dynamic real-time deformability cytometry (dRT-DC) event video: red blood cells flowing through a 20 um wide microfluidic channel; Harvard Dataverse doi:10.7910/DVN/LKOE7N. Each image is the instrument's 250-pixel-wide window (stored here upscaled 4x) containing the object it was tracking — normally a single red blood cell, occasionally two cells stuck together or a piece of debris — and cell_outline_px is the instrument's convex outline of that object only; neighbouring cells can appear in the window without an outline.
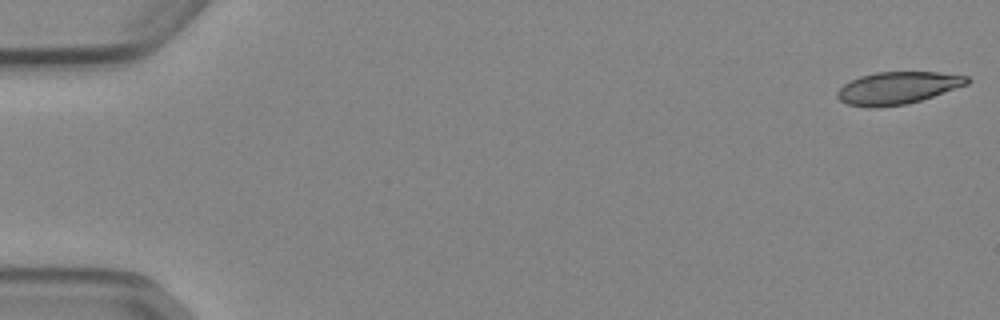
{"species": "Egyptian fruit bat (a non-hibernating species)", "species_latin": "Rousettus aegyptiacus", "temperature_condition": "cold", "stored_images_in_passage": 13, "camera_frame_rate_fps": 3000, "um_per_image_px": 0.085, "animal": {"sex": "female"}, "frame": {"image": 1, "passage_image": 1, "time_ms": 0.0, "image_size_px": [1000, 320], "cell_outline_px": [[972, 80], [968, 84], [908, 104], [876, 108], [868, 108], [848, 104], [840, 100], [836, 96], [836, 92], [844, 84], [860, 76], [876, 72], [940, 72], [968, 76]], "centroid_in_image_um": [76.29, 7.48], "position_along_channel_um": 8.7, "area_um2": 24.51}}